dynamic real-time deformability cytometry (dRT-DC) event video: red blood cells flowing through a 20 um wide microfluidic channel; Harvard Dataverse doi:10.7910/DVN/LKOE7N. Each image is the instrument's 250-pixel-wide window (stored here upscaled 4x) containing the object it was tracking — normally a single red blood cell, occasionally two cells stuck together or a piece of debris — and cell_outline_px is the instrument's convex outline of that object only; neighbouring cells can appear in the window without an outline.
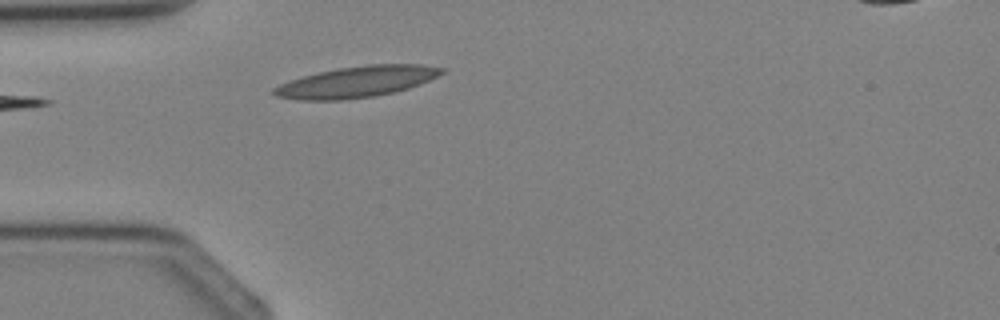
{"species": "Egyptian fruit bat (a non-hibernating species)", "species_latin": "Rousettus aegyptiacus", "temperature_condition": "cold", "stored_images_in_passage": 2, "camera_frame_rate_fps": 3000, "um_per_image_px": 0.085, "animal": {"sex": "female"}, "frame": {"image": 1, "passage_image": 1, "time_ms": 0.0, "image_size_px": [1000, 320], "cell_outline_px": [[448, 68], [444, 72], [420, 84], [408, 88], [392, 92], [372, 96], [340, 100], [300, 100], [276, 96], [272, 92], [272, 88], [288, 80], [320, 72], [340, 68], [368, 64], [420, 64]], "centroid_in_image_um": [30.32, 6.95], "position_along_channel_um": 54.7, "area_um2": 30.11}}